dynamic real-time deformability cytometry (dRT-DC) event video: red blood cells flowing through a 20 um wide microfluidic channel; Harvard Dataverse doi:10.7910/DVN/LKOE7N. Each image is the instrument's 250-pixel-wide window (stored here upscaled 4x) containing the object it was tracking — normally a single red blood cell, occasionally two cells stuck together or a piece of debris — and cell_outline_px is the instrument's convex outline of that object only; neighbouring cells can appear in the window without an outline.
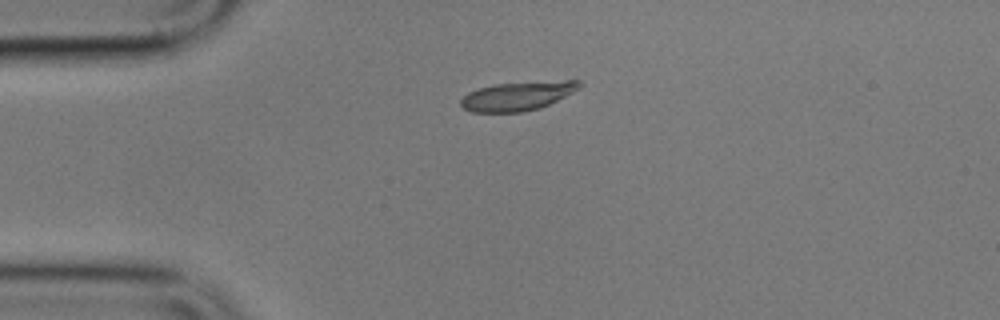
{"species": "common noctule bat (a hibernating species)", "species_latin": "Nyctalus noctula", "temperature_condition": "cold", "stored_images_in_passage": 4, "camera_frame_rate_fps": 3000, "um_per_image_px": 0.085, "animal": {"sex": "male", "body_mass_g": 17.9}, "frame": {"image": 1, "passage_image": 3, "time_ms": 2.333, "image_size_px": [1000, 320], "cell_outline_px": [[584, 84], [572, 92], [540, 108], [520, 112], [472, 112], [464, 108], [460, 104], [460, 100], [468, 92], [492, 84], [564, 80], [580, 80]], "centroid_in_image_um": [43.98, 8.15], "position_along_channel_um": 41.0, "area_um2": 19.83}}